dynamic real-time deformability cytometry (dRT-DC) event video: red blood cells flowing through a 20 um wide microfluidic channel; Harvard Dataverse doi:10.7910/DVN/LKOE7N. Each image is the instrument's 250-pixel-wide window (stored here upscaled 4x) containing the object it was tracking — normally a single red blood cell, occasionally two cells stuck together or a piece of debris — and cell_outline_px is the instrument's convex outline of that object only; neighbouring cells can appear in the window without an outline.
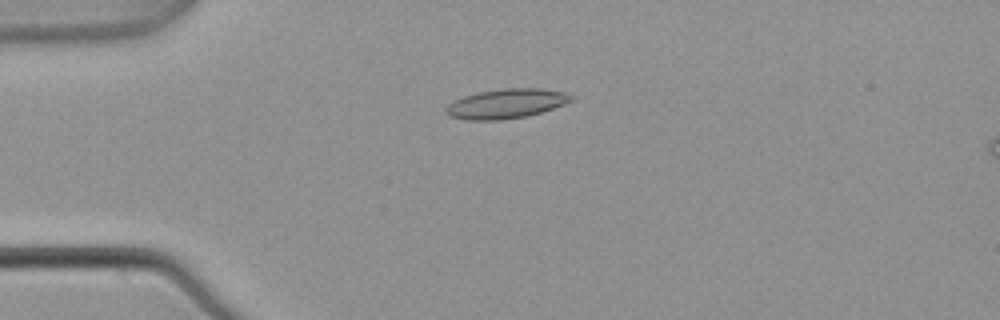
{"species": "common noctule bat (a hibernating species)", "species_latin": "Nyctalus noctula", "temperature_condition": "warm", "stored_images_in_passage": 6, "camera_frame_rate_fps": 3000, "um_per_image_px": 0.085, "animal": {"sex": "male", "body_mass_g": 21.5, "forearm_length_mm": 52.0}, "frame": {"image": 1, "passage_image": 3, "time_ms": 0.667, "image_size_px": [1000, 320], "cell_outline_px": [[576, 96], [572, 100], [564, 104], [528, 116], [500, 120], [468, 120], [448, 116], [444, 112], [444, 108], [448, 104], [464, 96], [480, 92], [504, 88], [540, 88], [564, 92]], "centroid_in_image_um": [43.02, 8.81], "position_along_channel_um": 42.0, "area_um2": 21.56}}
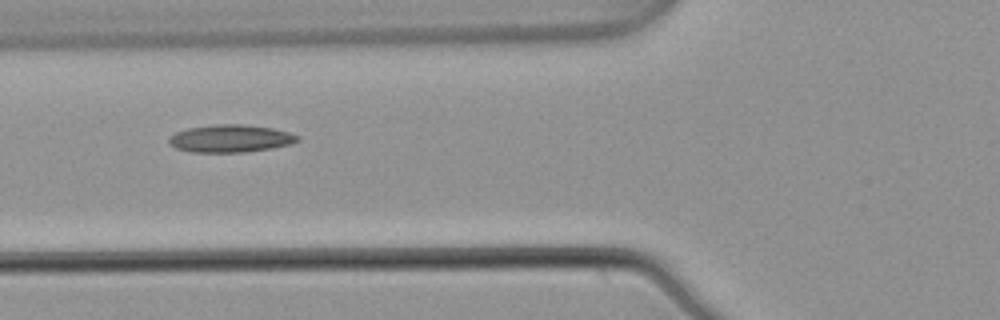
{"frame": {"image": 2, "passage_image": 5, "time_ms": 1.333, "image_size_px": [1000, 320], "cell_outline_px": [[300, 140], [288, 144], [272, 148], [244, 152], [192, 152], [176, 148], [168, 140], [168, 136], [176, 132], [188, 128], [216, 124], [244, 124], [272, 128], [288, 132], [300, 136]], "centroid_in_image_um": [19.59, 11.77], "position_along_channel_um": 106.2, "area_um2": 20.58}}
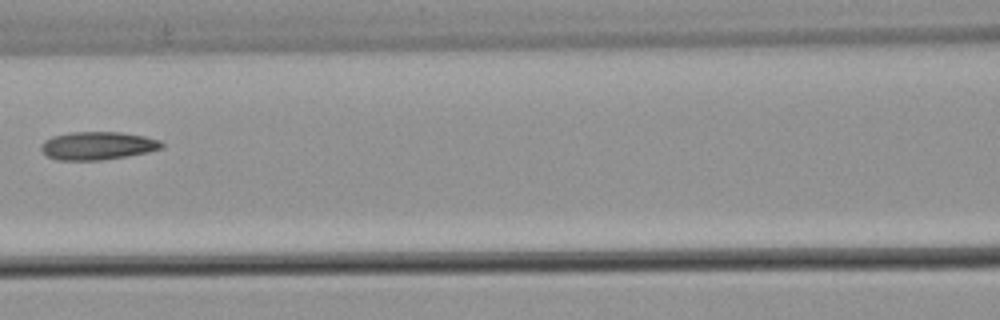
{"frame": {"image": 3, "passage_image": 6, "time_ms": 1.667, "image_size_px": [1000, 320], "cell_outline_px": [[164, 148], [148, 152], [100, 160], [56, 160], [48, 156], [40, 148], [40, 144], [44, 140], [52, 136], [72, 132], [120, 132], [144, 136], [160, 140], [164, 144]], "centroid_in_image_um": [8.29, 12.38], "position_along_channel_um": 158.3, "area_um2": 19.71}}